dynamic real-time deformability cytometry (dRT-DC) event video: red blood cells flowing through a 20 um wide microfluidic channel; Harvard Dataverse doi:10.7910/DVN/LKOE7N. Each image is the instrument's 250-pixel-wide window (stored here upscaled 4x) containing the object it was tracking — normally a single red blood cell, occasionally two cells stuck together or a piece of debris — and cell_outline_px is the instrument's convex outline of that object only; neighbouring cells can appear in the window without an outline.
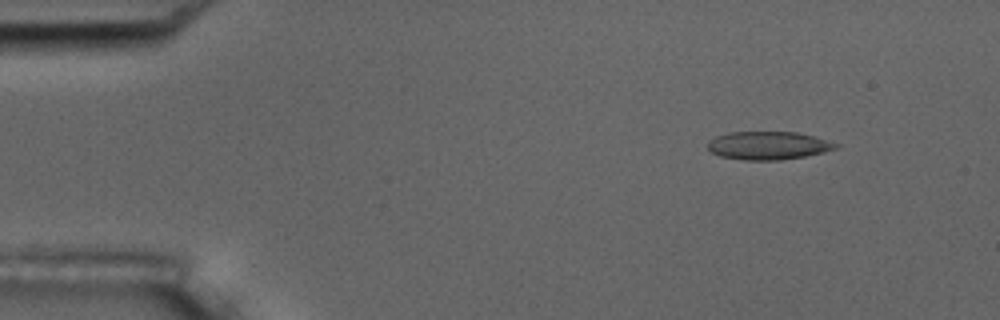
{"species": "common noctule bat (a hibernating species)", "species_latin": "Nyctalus noctula", "temperature_condition": "room temperature", "stored_images_in_passage": 3, "camera_frame_rate_fps": 3000, "um_per_image_px": 0.085, "animal": {"sex": "male", "body_mass_g": 17.5, "forearm_length_mm": 52.3}, "frame": {"image": 1, "passage_image": 1, "time_ms": 0.0, "image_size_px": [1000, 320], "cell_outline_px": [[840, 148], [824, 152], [804, 156], [780, 160], [744, 160], [720, 156], [712, 152], [708, 148], [708, 140], [716, 136], [728, 132], [796, 132], [812, 136], [840, 144]], "centroid_in_image_um": [65.3, 12.37], "position_along_channel_um": 19.7, "area_um2": 20.98}}
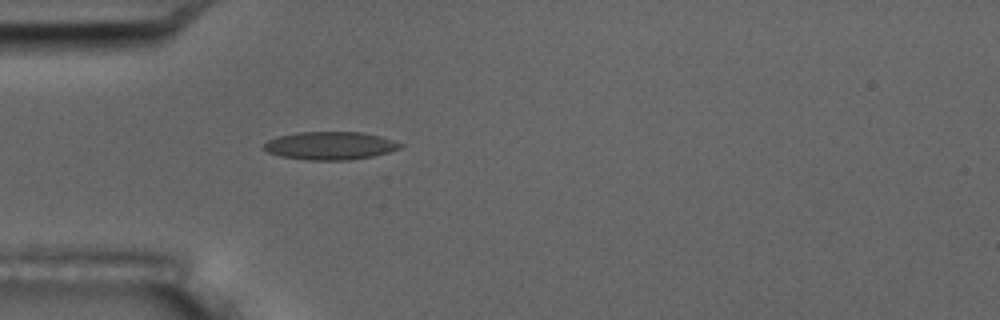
{"frame": {"image": 2, "passage_image": 3, "time_ms": 3.333, "image_size_px": [1000, 320], "cell_outline_px": [[404, 144], [400, 148], [388, 152], [372, 156], [348, 160], [308, 160], [280, 156], [268, 152], [264, 148], [264, 144], [268, 140], [276, 136], [296, 132], [364, 132], [380, 136]], "centroid_in_image_um": [28.05, 12.37], "position_along_channel_um": 57.0, "area_um2": 22.25}}